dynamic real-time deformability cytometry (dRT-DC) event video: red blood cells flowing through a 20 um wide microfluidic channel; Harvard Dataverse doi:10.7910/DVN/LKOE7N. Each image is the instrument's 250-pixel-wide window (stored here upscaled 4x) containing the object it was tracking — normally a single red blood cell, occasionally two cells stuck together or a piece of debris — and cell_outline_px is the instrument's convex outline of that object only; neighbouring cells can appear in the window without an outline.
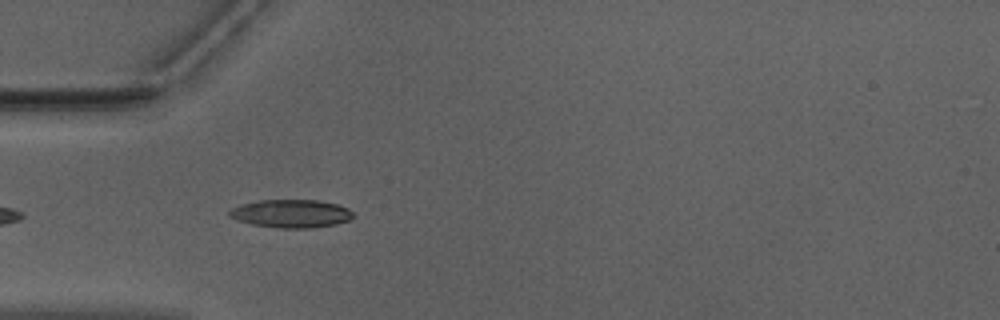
{"species": "Egyptian fruit bat (a non-hibernating species)", "species_latin": "Rousettus aegyptiacus", "temperature_condition": "warm", "stored_images_in_passage": 39, "camera_frame_rate_fps": 3000, "um_per_image_px": 0.085, "animal": {"sex": "male"}, "frame": {"image": 1, "passage_image": 3, "time_ms": 0.667, "image_size_px": [1000, 320], "cell_outline_px": [[352, 216], [348, 220], [336, 224], [312, 228], [276, 228], [252, 224], [236, 220], [228, 216], [228, 212], [232, 208], [240, 204], [260, 200], [320, 200], [336, 204], [348, 208], [352, 212]], "centroid_in_image_um": [24.71, 18.15], "position_along_channel_um": 60.3, "area_um2": 20.35}}
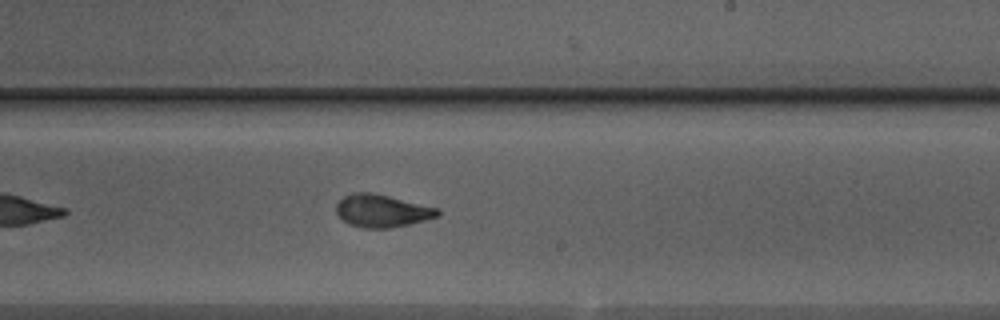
{"frame": {"image": 2, "passage_image": 18, "time_ms": 5.667, "image_size_px": [1000, 320], "cell_outline_px": [[440, 216], [392, 228], [364, 228], [348, 224], [336, 212], [336, 204], [344, 196], [352, 192], [372, 192], [440, 208]], "centroid_in_image_um": [32.48, 17.91], "position_along_channel_um": 256.5, "area_um2": 19.36}}
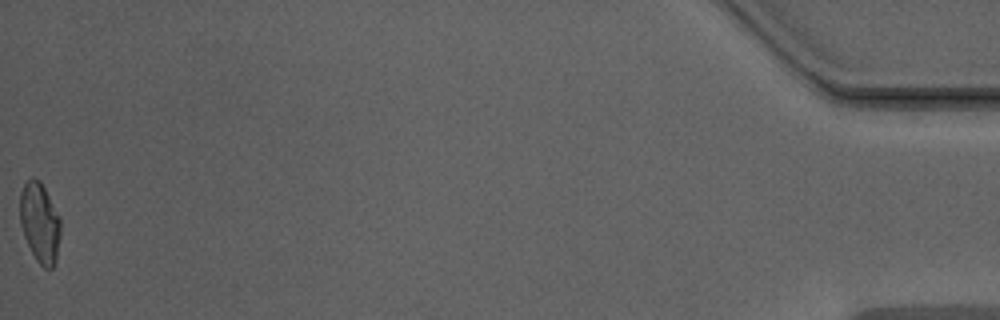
{"frame": {"image": 3, "passage_image": 39, "time_ms": 12.667, "image_size_px": [1000, 320], "cell_outline_px": [[60, 236], [56, 260], [52, 268], [44, 268], [36, 260], [24, 236], [20, 224], [20, 192], [24, 184], [32, 176], [40, 180], [60, 220]], "centroid_in_image_um": [3.37, 18.93], "position_along_channel_um": 431.8, "area_um2": 18.67}, "authors_computed_cell_mechanics": {"area_um2": 19.2474, "velocity_mm_per_s": 3.9785, "shape_relaxation_time_tau1_ms": 4.1943, "shape_relaxation_time_tau2_ms": 1.2281, "deformation_change_tau1": 0.1611, "deformation_change_tau2": 0.0708}}